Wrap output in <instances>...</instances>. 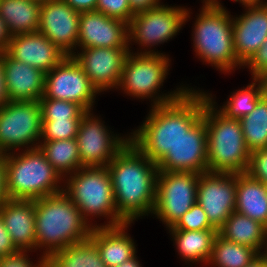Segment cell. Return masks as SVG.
Instances as JSON below:
<instances>
[{
    "label": "cell",
    "instance_id": "cell-48",
    "mask_svg": "<svg viewBox=\"0 0 267 267\" xmlns=\"http://www.w3.org/2000/svg\"><path fill=\"white\" fill-rule=\"evenodd\" d=\"M135 255L130 260L123 262L122 264L118 265L117 267H142L140 261L137 259Z\"/></svg>",
    "mask_w": 267,
    "mask_h": 267
},
{
    "label": "cell",
    "instance_id": "cell-26",
    "mask_svg": "<svg viewBox=\"0 0 267 267\" xmlns=\"http://www.w3.org/2000/svg\"><path fill=\"white\" fill-rule=\"evenodd\" d=\"M40 6L33 0H0V16L10 35L38 32Z\"/></svg>",
    "mask_w": 267,
    "mask_h": 267
},
{
    "label": "cell",
    "instance_id": "cell-22",
    "mask_svg": "<svg viewBox=\"0 0 267 267\" xmlns=\"http://www.w3.org/2000/svg\"><path fill=\"white\" fill-rule=\"evenodd\" d=\"M4 71L10 101H39L43 97L46 73L16 61L6 52Z\"/></svg>",
    "mask_w": 267,
    "mask_h": 267
},
{
    "label": "cell",
    "instance_id": "cell-6",
    "mask_svg": "<svg viewBox=\"0 0 267 267\" xmlns=\"http://www.w3.org/2000/svg\"><path fill=\"white\" fill-rule=\"evenodd\" d=\"M9 199L35 200L63 191L58 173L39 147L4 154Z\"/></svg>",
    "mask_w": 267,
    "mask_h": 267
},
{
    "label": "cell",
    "instance_id": "cell-11",
    "mask_svg": "<svg viewBox=\"0 0 267 267\" xmlns=\"http://www.w3.org/2000/svg\"><path fill=\"white\" fill-rule=\"evenodd\" d=\"M198 173L159 171L153 213L172 227L197 202Z\"/></svg>",
    "mask_w": 267,
    "mask_h": 267
},
{
    "label": "cell",
    "instance_id": "cell-32",
    "mask_svg": "<svg viewBox=\"0 0 267 267\" xmlns=\"http://www.w3.org/2000/svg\"><path fill=\"white\" fill-rule=\"evenodd\" d=\"M239 121L246 147L250 152L267 148V99L265 96L251 113Z\"/></svg>",
    "mask_w": 267,
    "mask_h": 267
},
{
    "label": "cell",
    "instance_id": "cell-39",
    "mask_svg": "<svg viewBox=\"0 0 267 267\" xmlns=\"http://www.w3.org/2000/svg\"><path fill=\"white\" fill-rule=\"evenodd\" d=\"M28 251H18L12 255L0 257V267H46V258L42 255L36 264L28 258Z\"/></svg>",
    "mask_w": 267,
    "mask_h": 267
},
{
    "label": "cell",
    "instance_id": "cell-49",
    "mask_svg": "<svg viewBox=\"0 0 267 267\" xmlns=\"http://www.w3.org/2000/svg\"><path fill=\"white\" fill-rule=\"evenodd\" d=\"M262 84H263V93L265 98L267 99V74L261 77Z\"/></svg>",
    "mask_w": 267,
    "mask_h": 267
},
{
    "label": "cell",
    "instance_id": "cell-5",
    "mask_svg": "<svg viewBox=\"0 0 267 267\" xmlns=\"http://www.w3.org/2000/svg\"><path fill=\"white\" fill-rule=\"evenodd\" d=\"M194 24L193 50L203 63L206 62L223 73L243 66L234 52L232 15L220 0H203Z\"/></svg>",
    "mask_w": 267,
    "mask_h": 267
},
{
    "label": "cell",
    "instance_id": "cell-33",
    "mask_svg": "<svg viewBox=\"0 0 267 267\" xmlns=\"http://www.w3.org/2000/svg\"><path fill=\"white\" fill-rule=\"evenodd\" d=\"M42 121L82 119L86 111L78 104L65 100L41 98Z\"/></svg>",
    "mask_w": 267,
    "mask_h": 267
},
{
    "label": "cell",
    "instance_id": "cell-17",
    "mask_svg": "<svg viewBox=\"0 0 267 267\" xmlns=\"http://www.w3.org/2000/svg\"><path fill=\"white\" fill-rule=\"evenodd\" d=\"M80 12L64 0H50L40 6L38 32L46 36L67 56L77 50Z\"/></svg>",
    "mask_w": 267,
    "mask_h": 267
},
{
    "label": "cell",
    "instance_id": "cell-42",
    "mask_svg": "<svg viewBox=\"0 0 267 267\" xmlns=\"http://www.w3.org/2000/svg\"><path fill=\"white\" fill-rule=\"evenodd\" d=\"M161 0H129V5L134 14L153 9L161 5Z\"/></svg>",
    "mask_w": 267,
    "mask_h": 267
},
{
    "label": "cell",
    "instance_id": "cell-25",
    "mask_svg": "<svg viewBox=\"0 0 267 267\" xmlns=\"http://www.w3.org/2000/svg\"><path fill=\"white\" fill-rule=\"evenodd\" d=\"M218 233L231 242L255 249L260 255L267 254V228L246 215L234 211Z\"/></svg>",
    "mask_w": 267,
    "mask_h": 267
},
{
    "label": "cell",
    "instance_id": "cell-1",
    "mask_svg": "<svg viewBox=\"0 0 267 267\" xmlns=\"http://www.w3.org/2000/svg\"><path fill=\"white\" fill-rule=\"evenodd\" d=\"M204 92L188 88L173 102L152 106L130 141L156 164L201 118Z\"/></svg>",
    "mask_w": 267,
    "mask_h": 267
},
{
    "label": "cell",
    "instance_id": "cell-15",
    "mask_svg": "<svg viewBox=\"0 0 267 267\" xmlns=\"http://www.w3.org/2000/svg\"><path fill=\"white\" fill-rule=\"evenodd\" d=\"M80 52L72 57L82 67L98 93L117 89L130 48L94 47L81 49Z\"/></svg>",
    "mask_w": 267,
    "mask_h": 267
},
{
    "label": "cell",
    "instance_id": "cell-7",
    "mask_svg": "<svg viewBox=\"0 0 267 267\" xmlns=\"http://www.w3.org/2000/svg\"><path fill=\"white\" fill-rule=\"evenodd\" d=\"M64 181L63 192L78 207L88 223L91 222L88 221L89 216L90 219L96 216L109 219L103 225L98 224V227H114L127 223L117 213L107 166L81 167L66 176Z\"/></svg>",
    "mask_w": 267,
    "mask_h": 267
},
{
    "label": "cell",
    "instance_id": "cell-37",
    "mask_svg": "<svg viewBox=\"0 0 267 267\" xmlns=\"http://www.w3.org/2000/svg\"><path fill=\"white\" fill-rule=\"evenodd\" d=\"M245 173L267 186V148L250 152L249 164Z\"/></svg>",
    "mask_w": 267,
    "mask_h": 267
},
{
    "label": "cell",
    "instance_id": "cell-36",
    "mask_svg": "<svg viewBox=\"0 0 267 267\" xmlns=\"http://www.w3.org/2000/svg\"><path fill=\"white\" fill-rule=\"evenodd\" d=\"M96 11L126 23H129L134 15L129 0H98Z\"/></svg>",
    "mask_w": 267,
    "mask_h": 267
},
{
    "label": "cell",
    "instance_id": "cell-41",
    "mask_svg": "<svg viewBox=\"0 0 267 267\" xmlns=\"http://www.w3.org/2000/svg\"><path fill=\"white\" fill-rule=\"evenodd\" d=\"M10 102L4 71V52H0V108Z\"/></svg>",
    "mask_w": 267,
    "mask_h": 267
},
{
    "label": "cell",
    "instance_id": "cell-38",
    "mask_svg": "<svg viewBox=\"0 0 267 267\" xmlns=\"http://www.w3.org/2000/svg\"><path fill=\"white\" fill-rule=\"evenodd\" d=\"M243 66H248L253 78H261L267 74V38Z\"/></svg>",
    "mask_w": 267,
    "mask_h": 267
},
{
    "label": "cell",
    "instance_id": "cell-19",
    "mask_svg": "<svg viewBox=\"0 0 267 267\" xmlns=\"http://www.w3.org/2000/svg\"><path fill=\"white\" fill-rule=\"evenodd\" d=\"M16 61L48 73L67 55L39 32L14 35L5 51Z\"/></svg>",
    "mask_w": 267,
    "mask_h": 267
},
{
    "label": "cell",
    "instance_id": "cell-18",
    "mask_svg": "<svg viewBox=\"0 0 267 267\" xmlns=\"http://www.w3.org/2000/svg\"><path fill=\"white\" fill-rule=\"evenodd\" d=\"M77 47L130 48L131 52L128 23L97 11L80 12Z\"/></svg>",
    "mask_w": 267,
    "mask_h": 267
},
{
    "label": "cell",
    "instance_id": "cell-2",
    "mask_svg": "<svg viewBox=\"0 0 267 267\" xmlns=\"http://www.w3.org/2000/svg\"><path fill=\"white\" fill-rule=\"evenodd\" d=\"M107 167L117 213L127 223L152 214L159 173L157 164L129 140Z\"/></svg>",
    "mask_w": 267,
    "mask_h": 267
},
{
    "label": "cell",
    "instance_id": "cell-34",
    "mask_svg": "<svg viewBox=\"0 0 267 267\" xmlns=\"http://www.w3.org/2000/svg\"><path fill=\"white\" fill-rule=\"evenodd\" d=\"M81 119L42 121V141L76 138Z\"/></svg>",
    "mask_w": 267,
    "mask_h": 267
},
{
    "label": "cell",
    "instance_id": "cell-29",
    "mask_svg": "<svg viewBox=\"0 0 267 267\" xmlns=\"http://www.w3.org/2000/svg\"><path fill=\"white\" fill-rule=\"evenodd\" d=\"M40 150L53 168L65 178L82 167L76 138L40 141Z\"/></svg>",
    "mask_w": 267,
    "mask_h": 267
},
{
    "label": "cell",
    "instance_id": "cell-28",
    "mask_svg": "<svg viewBox=\"0 0 267 267\" xmlns=\"http://www.w3.org/2000/svg\"><path fill=\"white\" fill-rule=\"evenodd\" d=\"M46 267H107L95 243L86 239L70 245L46 259Z\"/></svg>",
    "mask_w": 267,
    "mask_h": 267
},
{
    "label": "cell",
    "instance_id": "cell-35",
    "mask_svg": "<svg viewBox=\"0 0 267 267\" xmlns=\"http://www.w3.org/2000/svg\"><path fill=\"white\" fill-rule=\"evenodd\" d=\"M169 230L198 231L215 229L207 219L203 208L196 202Z\"/></svg>",
    "mask_w": 267,
    "mask_h": 267
},
{
    "label": "cell",
    "instance_id": "cell-43",
    "mask_svg": "<svg viewBox=\"0 0 267 267\" xmlns=\"http://www.w3.org/2000/svg\"><path fill=\"white\" fill-rule=\"evenodd\" d=\"M78 12L96 11L98 0H64Z\"/></svg>",
    "mask_w": 267,
    "mask_h": 267
},
{
    "label": "cell",
    "instance_id": "cell-4",
    "mask_svg": "<svg viewBox=\"0 0 267 267\" xmlns=\"http://www.w3.org/2000/svg\"><path fill=\"white\" fill-rule=\"evenodd\" d=\"M215 103L212 94L204 92L202 118L207 128L208 171L245 173L250 151L240 121L223 115Z\"/></svg>",
    "mask_w": 267,
    "mask_h": 267
},
{
    "label": "cell",
    "instance_id": "cell-31",
    "mask_svg": "<svg viewBox=\"0 0 267 267\" xmlns=\"http://www.w3.org/2000/svg\"><path fill=\"white\" fill-rule=\"evenodd\" d=\"M252 79V83L247 85L246 88L233 92L222 108L220 106L218 110L223 115L240 120L254 110L257 103L264 97V93L261 78Z\"/></svg>",
    "mask_w": 267,
    "mask_h": 267
},
{
    "label": "cell",
    "instance_id": "cell-3",
    "mask_svg": "<svg viewBox=\"0 0 267 267\" xmlns=\"http://www.w3.org/2000/svg\"><path fill=\"white\" fill-rule=\"evenodd\" d=\"M93 227L62 191L35 199L36 250L43 249L46 259L64 248L90 237Z\"/></svg>",
    "mask_w": 267,
    "mask_h": 267
},
{
    "label": "cell",
    "instance_id": "cell-50",
    "mask_svg": "<svg viewBox=\"0 0 267 267\" xmlns=\"http://www.w3.org/2000/svg\"><path fill=\"white\" fill-rule=\"evenodd\" d=\"M33 1L38 2L40 4H43V3H46V2H48L50 0H33Z\"/></svg>",
    "mask_w": 267,
    "mask_h": 267
},
{
    "label": "cell",
    "instance_id": "cell-9",
    "mask_svg": "<svg viewBox=\"0 0 267 267\" xmlns=\"http://www.w3.org/2000/svg\"><path fill=\"white\" fill-rule=\"evenodd\" d=\"M189 14L187 8L166 4L134 14L128 23V46L134 42L144 47V51L137 54H160L149 49L176 36L190 18Z\"/></svg>",
    "mask_w": 267,
    "mask_h": 267
},
{
    "label": "cell",
    "instance_id": "cell-16",
    "mask_svg": "<svg viewBox=\"0 0 267 267\" xmlns=\"http://www.w3.org/2000/svg\"><path fill=\"white\" fill-rule=\"evenodd\" d=\"M158 171H208L207 128L201 118L157 163Z\"/></svg>",
    "mask_w": 267,
    "mask_h": 267
},
{
    "label": "cell",
    "instance_id": "cell-12",
    "mask_svg": "<svg viewBox=\"0 0 267 267\" xmlns=\"http://www.w3.org/2000/svg\"><path fill=\"white\" fill-rule=\"evenodd\" d=\"M97 94L98 91L72 56H67L45 75L42 98L74 102L86 112H92Z\"/></svg>",
    "mask_w": 267,
    "mask_h": 267
},
{
    "label": "cell",
    "instance_id": "cell-23",
    "mask_svg": "<svg viewBox=\"0 0 267 267\" xmlns=\"http://www.w3.org/2000/svg\"><path fill=\"white\" fill-rule=\"evenodd\" d=\"M131 223L114 227H93L90 239L107 267H117L136 255L133 239L125 232Z\"/></svg>",
    "mask_w": 267,
    "mask_h": 267
},
{
    "label": "cell",
    "instance_id": "cell-8",
    "mask_svg": "<svg viewBox=\"0 0 267 267\" xmlns=\"http://www.w3.org/2000/svg\"><path fill=\"white\" fill-rule=\"evenodd\" d=\"M169 62L168 56L163 53L137 54L135 52L134 54V52H130L126 57L117 88H121L127 95L138 99L150 98L152 106L173 102L188 87L181 86L170 93L168 92V94H158L160 87L163 86V82L167 78Z\"/></svg>",
    "mask_w": 267,
    "mask_h": 267
},
{
    "label": "cell",
    "instance_id": "cell-40",
    "mask_svg": "<svg viewBox=\"0 0 267 267\" xmlns=\"http://www.w3.org/2000/svg\"><path fill=\"white\" fill-rule=\"evenodd\" d=\"M17 252L18 250L15 248L3 219L0 216V257L12 255Z\"/></svg>",
    "mask_w": 267,
    "mask_h": 267
},
{
    "label": "cell",
    "instance_id": "cell-46",
    "mask_svg": "<svg viewBox=\"0 0 267 267\" xmlns=\"http://www.w3.org/2000/svg\"><path fill=\"white\" fill-rule=\"evenodd\" d=\"M246 267H267V254L260 255L250 265Z\"/></svg>",
    "mask_w": 267,
    "mask_h": 267
},
{
    "label": "cell",
    "instance_id": "cell-45",
    "mask_svg": "<svg viewBox=\"0 0 267 267\" xmlns=\"http://www.w3.org/2000/svg\"><path fill=\"white\" fill-rule=\"evenodd\" d=\"M11 37L12 36L7 29L6 23L0 16V52L6 51Z\"/></svg>",
    "mask_w": 267,
    "mask_h": 267
},
{
    "label": "cell",
    "instance_id": "cell-10",
    "mask_svg": "<svg viewBox=\"0 0 267 267\" xmlns=\"http://www.w3.org/2000/svg\"><path fill=\"white\" fill-rule=\"evenodd\" d=\"M41 135L42 116L39 101H10L0 108L1 155L14 152V149L16 152L20 147L24 150L37 148Z\"/></svg>",
    "mask_w": 267,
    "mask_h": 267
},
{
    "label": "cell",
    "instance_id": "cell-14",
    "mask_svg": "<svg viewBox=\"0 0 267 267\" xmlns=\"http://www.w3.org/2000/svg\"><path fill=\"white\" fill-rule=\"evenodd\" d=\"M197 202L218 231L235 211L236 173L206 171L199 175Z\"/></svg>",
    "mask_w": 267,
    "mask_h": 267
},
{
    "label": "cell",
    "instance_id": "cell-30",
    "mask_svg": "<svg viewBox=\"0 0 267 267\" xmlns=\"http://www.w3.org/2000/svg\"><path fill=\"white\" fill-rule=\"evenodd\" d=\"M259 256L255 249L231 242L217 233L208 264L213 267H246Z\"/></svg>",
    "mask_w": 267,
    "mask_h": 267
},
{
    "label": "cell",
    "instance_id": "cell-20",
    "mask_svg": "<svg viewBox=\"0 0 267 267\" xmlns=\"http://www.w3.org/2000/svg\"><path fill=\"white\" fill-rule=\"evenodd\" d=\"M245 14L232 16L233 46L244 65L267 38V4L245 8Z\"/></svg>",
    "mask_w": 267,
    "mask_h": 267
},
{
    "label": "cell",
    "instance_id": "cell-27",
    "mask_svg": "<svg viewBox=\"0 0 267 267\" xmlns=\"http://www.w3.org/2000/svg\"><path fill=\"white\" fill-rule=\"evenodd\" d=\"M174 239L182 260L189 263L196 262L207 264L212 254L213 241L218 233L216 229H205L198 231L169 230Z\"/></svg>",
    "mask_w": 267,
    "mask_h": 267
},
{
    "label": "cell",
    "instance_id": "cell-47",
    "mask_svg": "<svg viewBox=\"0 0 267 267\" xmlns=\"http://www.w3.org/2000/svg\"><path fill=\"white\" fill-rule=\"evenodd\" d=\"M235 2H240L244 7H250V6H259V5H265L267 2H263V0H233Z\"/></svg>",
    "mask_w": 267,
    "mask_h": 267
},
{
    "label": "cell",
    "instance_id": "cell-44",
    "mask_svg": "<svg viewBox=\"0 0 267 267\" xmlns=\"http://www.w3.org/2000/svg\"><path fill=\"white\" fill-rule=\"evenodd\" d=\"M9 199L6 192V166L4 155H0V206Z\"/></svg>",
    "mask_w": 267,
    "mask_h": 267
},
{
    "label": "cell",
    "instance_id": "cell-13",
    "mask_svg": "<svg viewBox=\"0 0 267 267\" xmlns=\"http://www.w3.org/2000/svg\"><path fill=\"white\" fill-rule=\"evenodd\" d=\"M112 133L93 112L82 116L76 136L82 167L107 166L130 140Z\"/></svg>",
    "mask_w": 267,
    "mask_h": 267
},
{
    "label": "cell",
    "instance_id": "cell-24",
    "mask_svg": "<svg viewBox=\"0 0 267 267\" xmlns=\"http://www.w3.org/2000/svg\"><path fill=\"white\" fill-rule=\"evenodd\" d=\"M235 211L267 228V186L247 173H236Z\"/></svg>",
    "mask_w": 267,
    "mask_h": 267
},
{
    "label": "cell",
    "instance_id": "cell-21",
    "mask_svg": "<svg viewBox=\"0 0 267 267\" xmlns=\"http://www.w3.org/2000/svg\"><path fill=\"white\" fill-rule=\"evenodd\" d=\"M0 216L18 251L36 250L35 200L8 199L0 206Z\"/></svg>",
    "mask_w": 267,
    "mask_h": 267
}]
</instances>
